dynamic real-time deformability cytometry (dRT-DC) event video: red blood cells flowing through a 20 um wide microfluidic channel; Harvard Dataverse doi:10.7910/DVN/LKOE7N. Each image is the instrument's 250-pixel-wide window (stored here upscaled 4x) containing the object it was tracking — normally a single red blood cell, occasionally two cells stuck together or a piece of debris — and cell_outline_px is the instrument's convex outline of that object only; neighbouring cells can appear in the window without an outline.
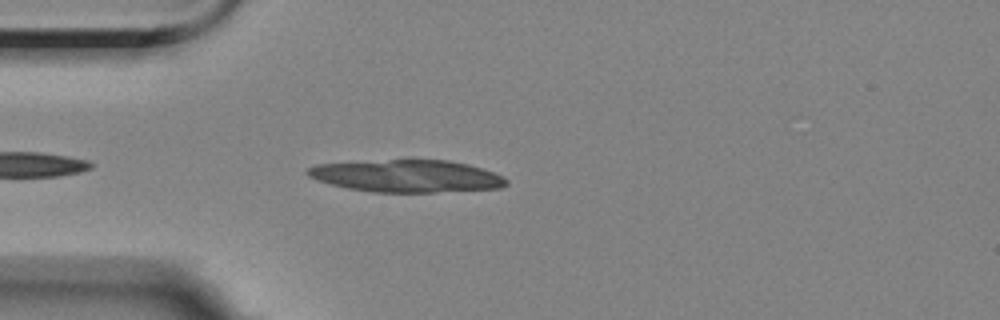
{"species": "Egyptian fruit bat (a non-hibernating species)", "species_latin": "Rousettus aegyptiacus", "temperature_condition": "room temperature", "stored_images_in_passage": 2, "camera_frame_rate_fps": 3000, "um_per_image_px": 0.085, "animal": {"sex": "female"}, "frame": {"image": 1, "passage_image": 2, "time_ms": 1.0, "image_size_px": [1000, 320], "cell_outline_px": [[508, 184], [500, 188], [436, 192], [372, 192], [348, 188], [316, 180], [308, 176], [304, 172], [308, 168], [316, 164], [392, 160], [448, 160], [468, 164], [504, 176], [508, 180]], "centroid_in_image_um": [34.59, 14.97], "position_along_channel_um": 50.4, "area_um2": 37.22}}